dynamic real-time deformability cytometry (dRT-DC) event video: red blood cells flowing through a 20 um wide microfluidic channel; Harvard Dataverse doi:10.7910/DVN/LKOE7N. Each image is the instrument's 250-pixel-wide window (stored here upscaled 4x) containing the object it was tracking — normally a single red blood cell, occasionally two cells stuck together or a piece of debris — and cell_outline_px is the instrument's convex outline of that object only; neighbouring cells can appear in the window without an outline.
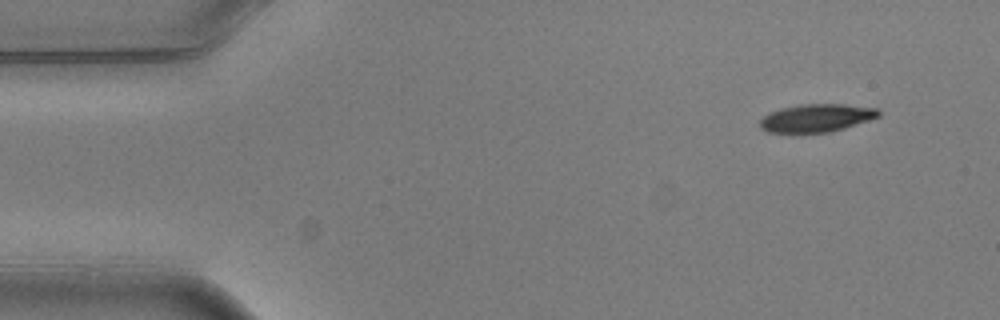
{"species": "common noctule bat (a hibernating species)", "species_latin": "Nyctalus noctula", "temperature_condition": "warm", "stored_images_in_passage": 4, "camera_frame_rate_fps": 3000, "um_per_image_px": 0.085, "animal": {"sex": "male", "body_mass_g": 20.5, "forearm_length_mm": 52.5}, "frame": {"image": 1, "passage_image": 1, "time_ms": 0.0, "image_size_px": [1000, 320], "cell_outline_px": [[880, 116], [844, 128], [828, 132], [768, 132], [760, 128], [760, 120], [768, 112], [780, 108], [800, 104], [844, 104], [876, 108], [880, 112]], "centroid_in_image_um": [69.37, 10.01], "position_along_channel_um": 15.6, "area_um2": 19.19}}
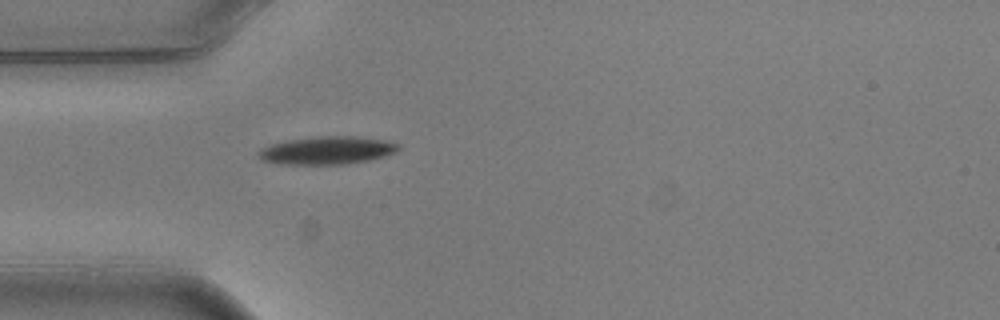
{"frame": {"image": 2, "passage_image": 4, "time_ms": 1.0, "image_size_px": [1000, 320], "cell_outline_px": [[400, 148], [396, 152], [388, 156], [348, 164], [280, 164], [260, 160], [256, 152], [260, 148], [272, 144], [288, 140], [320, 136], [360, 136], [384, 140], [400, 144]], "centroid_in_image_um": [27.82, 12.78], "position_along_channel_um": 57.2, "area_um2": 23.0}}